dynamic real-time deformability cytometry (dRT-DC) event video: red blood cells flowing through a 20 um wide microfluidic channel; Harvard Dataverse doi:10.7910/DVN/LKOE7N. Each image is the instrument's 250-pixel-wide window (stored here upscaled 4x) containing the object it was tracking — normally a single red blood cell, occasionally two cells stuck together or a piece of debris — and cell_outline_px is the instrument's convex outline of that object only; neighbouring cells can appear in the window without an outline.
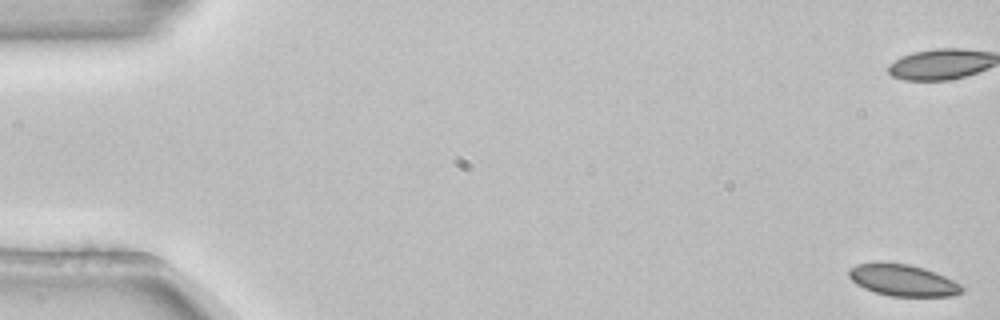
{"species": "common noctule bat (a hibernating species)", "species_latin": "Nyctalus noctula", "temperature_condition": "room temperature", "stored_images_in_passage": 5, "segment_of_instrument_passage": [2, 2], "camera_frame_rate_fps": 3000, "um_per_image_px": 0.085, "animal": {"sex": "female", "body_mass_g": 22.7, "forearm_length_mm": 54.2}, "frame": {"image": 1, "passage_image": 5, "time_ms": 1.333, "image_size_px": [1000, 320], "cell_outline_px": [[964, 292], [952, 296], [888, 296], [864, 288], [856, 284], [848, 276], [848, 268], [856, 264], [876, 260], [880, 260], [908, 264], [924, 268], [936, 272], [960, 284], [964, 288]], "centroid_in_image_um": [76.69, 23.79], "position_along_channel_um": 8.3, "area_um2": 21.33}}